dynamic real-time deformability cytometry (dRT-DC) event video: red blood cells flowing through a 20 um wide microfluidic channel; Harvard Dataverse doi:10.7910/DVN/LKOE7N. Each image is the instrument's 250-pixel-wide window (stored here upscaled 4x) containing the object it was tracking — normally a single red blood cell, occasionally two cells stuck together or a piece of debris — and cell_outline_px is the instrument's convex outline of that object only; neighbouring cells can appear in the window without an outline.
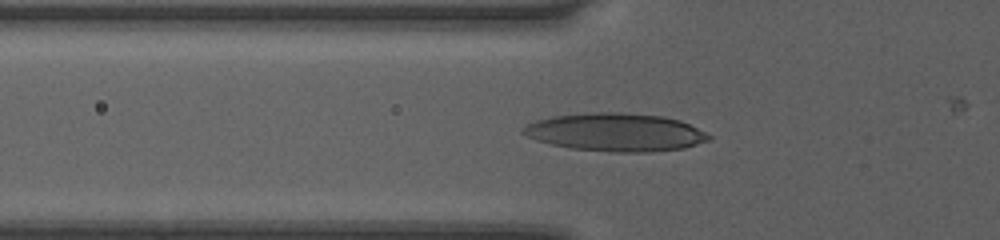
{"species": "human", "species_latin": "Homo sapiens", "temperature_condition": "room temperature", "stored_images_in_passage": 26, "camera_frame_rate_fps": 3000, "um_per_image_px": 0.085, "donor": {"sex": "female"}, "frame": {"image": 1, "passage_image": 2, "time_ms": 0.333, "image_size_px": [1000, 240], "cell_outline_px": [[712, 136], [708, 140], [684, 148], [648, 152], [612, 152], [572, 148], [552, 144], [536, 140], [520, 132], [520, 128], [536, 120], [552, 116], [596, 112], [620, 112], [664, 116], [680, 120]], "centroid_in_image_um": [52.3, 11.23], "position_along_channel_um": 73.5, "area_um2": 40.98}}
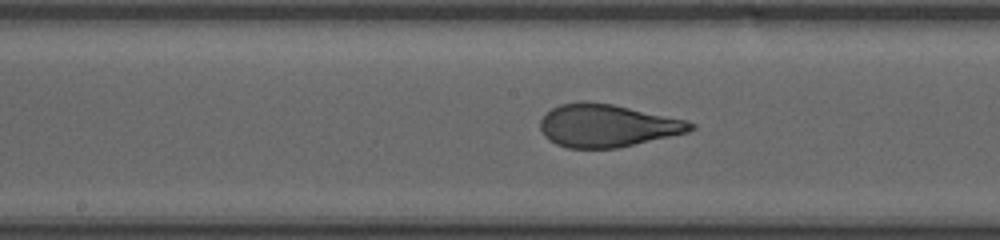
{"frame": {"image": 2, "passage_image": 11, "time_ms": 3.333, "image_size_px": [1000, 240], "cell_outline_px": [[696, 128], [688, 132], [616, 148], [568, 148], [556, 144], [548, 140], [544, 136], [540, 128], [540, 120], [552, 108], [560, 104], [580, 100], [584, 100], [612, 104], [684, 120], [696, 124]], "centroid_in_image_um": [51.56, 10.67], "position_along_channel_um": 196.6, "area_um2": 37.22}}
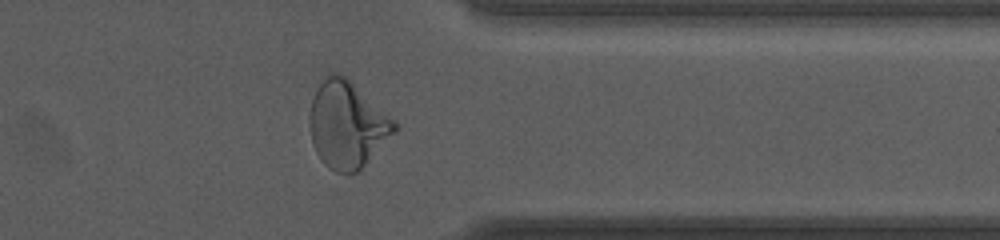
{"frame": {"image": 3, "passage_image": 25, "time_ms": 8.0, "image_size_px": [1000, 240], "cell_outline_px": [[400, 128], [356, 172], [348, 176], [336, 172], [328, 168], [324, 164], [316, 152], [312, 140], [312, 100], [324, 76], [332, 72], [336, 72], [348, 76], [396, 120]], "centroid_in_image_um": [29.57, 10.58], "position_along_channel_um": 381.8, "area_um2": 42.83}}